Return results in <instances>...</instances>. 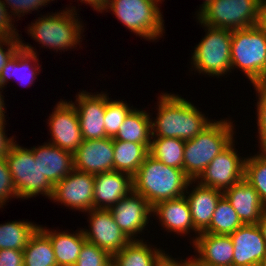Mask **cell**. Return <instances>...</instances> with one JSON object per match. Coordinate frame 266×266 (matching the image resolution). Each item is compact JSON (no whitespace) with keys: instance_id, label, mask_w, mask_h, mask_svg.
I'll use <instances>...</instances> for the list:
<instances>
[{"instance_id":"cell-11","label":"cell","mask_w":266,"mask_h":266,"mask_svg":"<svg viewBox=\"0 0 266 266\" xmlns=\"http://www.w3.org/2000/svg\"><path fill=\"white\" fill-rule=\"evenodd\" d=\"M48 119L51 139L49 143L74 153L83 142L76 108L71 101L60 99Z\"/></svg>"},{"instance_id":"cell-27","label":"cell","mask_w":266,"mask_h":266,"mask_svg":"<svg viewBox=\"0 0 266 266\" xmlns=\"http://www.w3.org/2000/svg\"><path fill=\"white\" fill-rule=\"evenodd\" d=\"M150 145L113 140L114 170L133 177L149 154Z\"/></svg>"},{"instance_id":"cell-22","label":"cell","mask_w":266,"mask_h":266,"mask_svg":"<svg viewBox=\"0 0 266 266\" xmlns=\"http://www.w3.org/2000/svg\"><path fill=\"white\" fill-rule=\"evenodd\" d=\"M193 183L195 184V180L189 182V185L193 186L192 191L187 187L185 197L190 207L193 225L199 233H202L209 227L216 205L223 196V192L212 187L203 186L198 182H196L197 185H193Z\"/></svg>"},{"instance_id":"cell-43","label":"cell","mask_w":266,"mask_h":266,"mask_svg":"<svg viewBox=\"0 0 266 266\" xmlns=\"http://www.w3.org/2000/svg\"><path fill=\"white\" fill-rule=\"evenodd\" d=\"M192 257L186 259H180L179 261L176 258H173L172 255L166 254V252L160 257L156 266H192Z\"/></svg>"},{"instance_id":"cell-15","label":"cell","mask_w":266,"mask_h":266,"mask_svg":"<svg viewBox=\"0 0 266 266\" xmlns=\"http://www.w3.org/2000/svg\"><path fill=\"white\" fill-rule=\"evenodd\" d=\"M76 108L83 140H96L106 138L104 127V114L106 109V92L93 94L86 90L76 96Z\"/></svg>"},{"instance_id":"cell-38","label":"cell","mask_w":266,"mask_h":266,"mask_svg":"<svg viewBox=\"0 0 266 266\" xmlns=\"http://www.w3.org/2000/svg\"><path fill=\"white\" fill-rule=\"evenodd\" d=\"M257 99V128L259 138H266V91L263 90L258 84L253 85Z\"/></svg>"},{"instance_id":"cell-30","label":"cell","mask_w":266,"mask_h":266,"mask_svg":"<svg viewBox=\"0 0 266 266\" xmlns=\"http://www.w3.org/2000/svg\"><path fill=\"white\" fill-rule=\"evenodd\" d=\"M39 225L29 221H12L0 224V249L24 250Z\"/></svg>"},{"instance_id":"cell-32","label":"cell","mask_w":266,"mask_h":266,"mask_svg":"<svg viewBox=\"0 0 266 266\" xmlns=\"http://www.w3.org/2000/svg\"><path fill=\"white\" fill-rule=\"evenodd\" d=\"M243 225L231 203L223 195L218 201L210 225L204 233L230 235Z\"/></svg>"},{"instance_id":"cell-9","label":"cell","mask_w":266,"mask_h":266,"mask_svg":"<svg viewBox=\"0 0 266 266\" xmlns=\"http://www.w3.org/2000/svg\"><path fill=\"white\" fill-rule=\"evenodd\" d=\"M259 0H212L198 14L201 23L224 29H246L257 25Z\"/></svg>"},{"instance_id":"cell-24","label":"cell","mask_w":266,"mask_h":266,"mask_svg":"<svg viewBox=\"0 0 266 266\" xmlns=\"http://www.w3.org/2000/svg\"><path fill=\"white\" fill-rule=\"evenodd\" d=\"M243 224H257L266 206L244 178L223 192Z\"/></svg>"},{"instance_id":"cell-42","label":"cell","mask_w":266,"mask_h":266,"mask_svg":"<svg viewBox=\"0 0 266 266\" xmlns=\"http://www.w3.org/2000/svg\"><path fill=\"white\" fill-rule=\"evenodd\" d=\"M6 119L0 120V159L4 158L15 142L14 137H9L5 133Z\"/></svg>"},{"instance_id":"cell-1","label":"cell","mask_w":266,"mask_h":266,"mask_svg":"<svg viewBox=\"0 0 266 266\" xmlns=\"http://www.w3.org/2000/svg\"><path fill=\"white\" fill-rule=\"evenodd\" d=\"M157 101V115L151 119V138L193 139L213 120L186 98L178 94L162 93Z\"/></svg>"},{"instance_id":"cell-44","label":"cell","mask_w":266,"mask_h":266,"mask_svg":"<svg viewBox=\"0 0 266 266\" xmlns=\"http://www.w3.org/2000/svg\"><path fill=\"white\" fill-rule=\"evenodd\" d=\"M257 26L266 31V0H259Z\"/></svg>"},{"instance_id":"cell-6","label":"cell","mask_w":266,"mask_h":266,"mask_svg":"<svg viewBox=\"0 0 266 266\" xmlns=\"http://www.w3.org/2000/svg\"><path fill=\"white\" fill-rule=\"evenodd\" d=\"M160 0H107L109 9L129 31L146 40L155 41L165 32Z\"/></svg>"},{"instance_id":"cell-47","label":"cell","mask_w":266,"mask_h":266,"mask_svg":"<svg viewBox=\"0 0 266 266\" xmlns=\"http://www.w3.org/2000/svg\"><path fill=\"white\" fill-rule=\"evenodd\" d=\"M258 142L260 143L259 152H257L261 157L266 159V138H258Z\"/></svg>"},{"instance_id":"cell-40","label":"cell","mask_w":266,"mask_h":266,"mask_svg":"<svg viewBox=\"0 0 266 266\" xmlns=\"http://www.w3.org/2000/svg\"><path fill=\"white\" fill-rule=\"evenodd\" d=\"M8 11L6 5L0 0V37H20L17 29L14 28L15 20Z\"/></svg>"},{"instance_id":"cell-17","label":"cell","mask_w":266,"mask_h":266,"mask_svg":"<svg viewBox=\"0 0 266 266\" xmlns=\"http://www.w3.org/2000/svg\"><path fill=\"white\" fill-rule=\"evenodd\" d=\"M233 266H257L266 257V242L257 224H247L230 234Z\"/></svg>"},{"instance_id":"cell-14","label":"cell","mask_w":266,"mask_h":266,"mask_svg":"<svg viewBox=\"0 0 266 266\" xmlns=\"http://www.w3.org/2000/svg\"><path fill=\"white\" fill-rule=\"evenodd\" d=\"M109 210L116 224L130 241L142 240V238L138 239L136 237L144 232V229L150 223L152 207L141 194L132 190Z\"/></svg>"},{"instance_id":"cell-51","label":"cell","mask_w":266,"mask_h":266,"mask_svg":"<svg viewBox=\"0 0 266 266\" xmlns=\"http://www.w3.org/2000/svg\"><path fill=\"white\" fill-rule=\"evenodd\" d=\"M192 266H203V265H201L200 263H198V262L195 260V258L193 257V258H192Z\"/></svg>"},{"instance_id":"cell-23","label":"cell","mask_w":266,"mask_h":266,"mask_svg":"<svg viewBox=\"0 0 266 266\" xmlns=\"http://www.w3.org/2000/svg\"><path fill=\"white\" fill-rule=\"evenodd\" d=\"M34 160L43 175L55 185L74 170L73 153L63 150L51 143H44L31 148Z\"/></svg>"},{"instance_id":"cell-12","label":"cell","mask_w":266,"mask_h":266,"mask_svg":"<svg viewBox=\"0 0 266 266\" xmlns=\"http://www.w3.org/2000/svg\"><path fill=\"white\" fill-rule=\"evenodd\" d=\"M95 175L73 170L54 185L51 199L81 212L93 209Z\"/></svg>"},{"instance_id":"cell-36","label":"cell","mask_w":266,"mask_h":266,"mask_svg":"<svg viewBox=\"0 0 266 266\" xmlns=\"http://www.w3.org/2000/svg\"><path fill=\"white\" fill-rule=\"evenodd\" d=\"M12 198H18V194L7 165V161L4 157L0 159V208H2L6 202H9L8 200Z\"/></svg>"},{"instance_id":"cell-13","label":"cell","mask_w":266,"mask_h":266,"mask_svg":"<svg viewBox=\"0 0 266 266\" xmlns=\"http://www.w3.org/2000/svg\"><path fill=\"white\" fill-rule=\"evenodd\" d=\"M87 213L89 229L82 228V230L88 242L107 251L111 256L130 242L116 224L109 209L93 208Z\"/></svg>"},{"instance_id":"cell-20","label":"cell","mask_w":266,"mask_h":266,"mask_svg":"<svg viewBox=\"0 0 266 266\" xmlns=\"http://www.w3.org/2000/svg\"><path fill=\"white\" fill-rule=\"evenodd\" d=\"M195 260L203 266H233L234 248L230 235L200 233L192 244Z\"/></svg>"},{"instance_id":"cell-50","label":"cell","mask_w":266,"mask_h":266,"mask_svg":"<svg viewBox=\"0 0 266 266\" xmlns=\"http://www.w3.org/2000/svg\"><path fill=\"white\" fill-rule=\"evenodd\" d=\"M212 0H204L203 4L200 5V8L199 10L197 11V13H195L196 15L209 3L211 2Z\"/></svg>"},{"instance_id":"cell-37","label":"cell","mask_w":266,"mask_h":266,"mask_svg":"<svg viewBox=\"0 0 266 266\" xmlns=\"http://www.w3.org/2000/svg\"><path fill=\"white\" fill-rule=\"evenodd\" d=\"M3 3L10 11L11 16L15 17H22L25 16V13L28 14L29 12L32 13L34 10H38V8L45 7L54 0H2Z\"/></svg>"},{"instance_id":"cell-52","label":"cell","mask_w":266,"mask_h":266,"mask_svg":"<svg viewBox=\"0 0 266 266\" xmlns=\"http://www.w3.org/2000/svg\"><path fill=\"white\" fill-rule=\"evenodd\" d=\"M257 266H266V257Z\"/></svg>"},{"instance_id":"cell-16","label":"cell","mask_w":266,"mask_h":266,"mask_svg":"<svg viewBox=\"0 0 266 266\" xmlns=\"http://www.w3.org/2000/svg\"><path fill=\"white\" fill-rule=\"evenodd\" d=\"M74 169L98 174L114 170L113 138L83 140L73 153Z\"/></svg>"},{"instance_id":"cell-19","label":"cell","mask_w":266,"mask_h":266,"mask_svg":"<svg viewBox=\"0 0 266 266\" xmlns=\"http://www.w3.org/2000/svg\"><path fill=\"white\" fill-rule=\"evenodd\" d=\"M156 215L161 227L168 232H175L177 235L185 236L194 232L196 236L191 237L194 243L200 234L194 227L190 207L184 196L162 201L152 207V216Z\"/></svg>"},{"instance_id":"cell-33","label":"cell","mask_w":266,"mask_h":266,"mask_svg":"<svg viewBox=\"0 0 266 266\" xmlns=\"http://www.w3.org/2000/svg\"><path fill=\"white\" fill-rule=\"evenodd\" d=\"M244 179L253 186L266 206V159L258 153L245 158Z\"/></svg>"},{"instance_id":"cell-41","label":"cell","mask_w":266,"mask_h":266,"mask_svg":"<svg viewBox=\"0 0 266 266\" xmlns=\"http://www.w3.org/2000/svg\"><path fill=\"white\" fill-rule=\"evenodd\" d=\"M0 266H24L23 251L0 249Z\"/></svg>"},{"instance_id":"cell-28","label":"cell","mask_w":266,"mask_h":266,"mask_svg":"<svg viewBox=\"0 0 266 266\" xmlns=\"http://www.w3.org/2000/svg\"><path fill=\"white\" fill-rule=\"evenodd\" d=\"M151 117L147 111L133 108L113 140L151 144Z\"/></svg>"},{"instance_id":"cell-26","label":"cell","mask_w":266,"mask_h":266,"mask_svg":"<svg viewBox=\"0 0 266 266\" xmlns=\"http://www.w3.org/2000/svg\"><path fill=\"white\" fill-rule=\"evenodd\" d=\"M152 246L144 242V239L131 240L112 255V266H156L165 251Z\"/></svg>"},{"instance_id":"cell-2","label":"cell","mask_w":266,"mask_h":266,"mask_svg":"<svg viewBox=\"0 0 266 266\" xmlns=\"http://www.w3.org/2000/svg\"><path fill=\"white\" fill-rule=\"evenodd\" d=\"M190 181L183 169L169 167L148 154L133 176V190L153 207L184 196Z\"/></svg>"},{"instance_id":"cell-8","label":"cell","mask_w":266,"mask_h":266,"mask_svg":"<svg viewBox=\"0 0 266 266\" xmlns=\"http://www.w3.org/2000/svg\"><path fill=\"white\" fill-rule=\"evenodd\" d=\"M5 160L19 199H28L40 194L51 200L54 185L41 173L31 149L20 146L15 140L5 155Z\"/></svg>"},{"instance_id":"cell-21","label":"cell","mask_w":266,"mask_h":266,"mask_svg":"<svg viewBox=\"0 0 266 266\" xmlns=\"http://www.w3.org/2000/svg\"><path fill=\"white\" fill-rule=\"evenodd\" d=\"M37 53L32 45L23 43L21 40V48L9 59L1 71L0 86L4 88L12 78L20 85H27V87L34 84L41 71Z\"/></svg>"},{"instance_id":"cell-4","label":"cell","mask_w":266,"mask_h":266,"mask_svg":"<svg viewBox=\"0 0 266 266\" xmlns=\"http://www.w3.org/2000/svg\"><path fill=\"white\" fill-rule=\"evenodd\" d=\"M75 8L66 7L65 10L52 15H40L41 17L27 27L28 34L46 49H54L56 52L74 49L77 44L80 45V41L82 42L81 34L85 29Z\"/></svg>"},{"instance_id":"cell-29","label":"cell","mask_w":266,"mask_h":266,"mask_svg":"<svg viewBox=\"0 0 266 266\" xmlns=\"http://www.w3.org/2000/svg\"><path fill=\"white\" fill-rule=\"evenodd\" d=\"M24 266H57L49 237L38 228L23 250Z\"/></svg>"},{"instance_id":"cell-48","label":"cell","mask_w":266,"mask_h":266,"mask_svg":"<svg viewBox=\"0 0 266 266\" xmlns=\"http://www.w3.org/2000/svg\"><path fill=\"white\" fill-rule=\"evenodd\" d=\"M2 89H4V88H2L1 86H0V120H2V119H5V113H6V109H4L5 108V103H4V96L2 95V92H3V90Z\"/></svg>"},{"instance_id":"cell-3","label":"cell","mask_w":266,"mask_h":266,"mask_svg":"<svg viewBox=\"0 0 266 266\" xmlns=\"http://www.w3.org/2000/svg\"><path fill=\"white\" fill-rule=\"evenodd\" d=\"M234 130L232 120H215L193 139L185 141L183 171L191 180H196L234 140Z\"/></svg>"},{"instance_id":"cell-5","label":"cell","mask_w":266,"mask_h":266,"mask_svg":"<svg viewBox=\"0 0 266 266\" xmlns=\"http://www.w3.org/2000/svg\"><path fill=\"white\" fill-rule=\"evenodd\" d=\"M244 72L252 85L266 74V31L257 25L232 30L231 71Z\"/></svg>"},{"instance_id":"cell-49","label":"cell","mask_w":266,"mask_h":266,"mask_svg":"<svg viewBox=\"0 0 266 266\" xmlns=\"http://www.w3.org/2000/svg\"><path fill=\"white\" fill-rule=\"evenodd\" d=\"M258 85L266 91V74L264 75V77L262 78V80L258 83Z\"/></svg>"},{"instance_id":"cell-45","label":"cell","mask_w":266,"mask_h":266,"mask_svg":"<svg viewBox=\"0 0 266 266\" xmlns=\"http://www.w3.org/2000/svg\"><path fill=\"white\" fill-rule=\"evenodd\" d=\"M80 2L89 4L90 6H92V8H94V10L102 13L104 12L107 0H80Z\"/></svg>"},{"instance_id":"cell-39","label":"cell","mask_w":266,"mask_h":266,"mask_svg":"<svg viewBox=\"0 0 266 266\" xmlns=\"http://www.w3.org/2000/svg\"><path fill=\"white\" fill-rule=\"evenodd\" d=\"M3 46H7L4 48ZM4 48V49H3ZM21 48L20 37H0V74L9 59Z\"/></svg>"},{"instance_id":"cell-46","label":"cell","mask_w":266,"mask_h":266,"mask_svg":"<svg viewBox=\"0 0 266 266\" xmlns=\"http://www.w3.org/2000/svg\"><path fill=\"white\" fill-rule=\"evenodd\" d=\"M257 225L260 228L262 236L266 242V208L264 209Z\"/></svg>"},{"instance_id":"cell-25","label":"cell","mask_w":266,"mask_h":266,"mask_svg":"<svg viewBox=\"0 0 266 266\" xmlns=\"http://www.w3.org/2000/svg\"><path fill=\"white\" fill-rule=\"evenodd\" d=\"M39 228L49 237L57 266H74L80 254L85 239L83 230L80 228L73 233L47 229L39 225Z\"/></svg>"},{"instance_id":"cell-10","label":"cell","mask_w":266,"mask_h":266,"mask_svg":"<svg viewBox=\"0 0 266 266\" xmlns=\"http://www.w3.org/2000/svg\"><path fill=\"white\" fill-rule=\"evenodd\" d=\"M233 140L220 152L195 180L199 184L224 192L244 178L246 157L238 155Z\"/></svg>"},{"instance_id":"cell-35","label":"cell","mask_w":266,"mask_h":266,"mask_svg":"<svg viewBox=\"0 0 266 266\" xmlns=\"http://www.w3.org/2000/svg\"><path fill=\"white\" fill-rule=\"evenodd\" d=\"M74 266H112V256L95 244L86 241Z\"/></svg>"},{"instance_id":"cell-7","label":"cell","mask_w":266,"mask_h":266,"mask_svg":"<svg viewBox=\"0 0 266 266\" xmlns=\"http://www.w3.org/2000/svg\"><path fill=\"white\" fill-rule=\"evenodd\" d=\"M205 36L195 46L191 64L199 74L216 76L230 74L231 71V39L232 30L205 25Z\"/></svg>"},{"instance_id":"cell-31","label":"cell","mask_w":266,"mask_h":266,"mask_svg":"<svg viewBox=\"0 0 266 266\" xmlns=\"http://www.w3.org/2000/svg\"><path fill=\"white\" fill-rule=\"evenodd\" d=\"M185 140L179 138H151L149 154L165 165L183 169Z\"/></svg>"},{"instance_id":"cell-18","label":"cell","mask_w":266,"mask_h":266,"mask_svg":"<svg viewBox=\"0 0 266 266\" xmlns=\"http://www.w3.org/2000/svg\"><path fill=\"white\" fill-rule=\"evenodd\" d=\"M133 190V177L125 172L95 174L93 208L110 209Z\"/></svg>"},{"instance_id":"cell-34","label":"cell","mask_w":266,"mask_h":266,"mask_svg":"<svg viewBox=\"0 0 266 266\" xmlns=\"http://www.w3.org/2000/svg\"><path fill=\"white\" fill-rule=\"evenodd\" d=\"M106 93V109L104 114V127L106 136L114 138L123 124L125 117L134 108L123 100H111Z\"/></svg>"}]
</instances>
